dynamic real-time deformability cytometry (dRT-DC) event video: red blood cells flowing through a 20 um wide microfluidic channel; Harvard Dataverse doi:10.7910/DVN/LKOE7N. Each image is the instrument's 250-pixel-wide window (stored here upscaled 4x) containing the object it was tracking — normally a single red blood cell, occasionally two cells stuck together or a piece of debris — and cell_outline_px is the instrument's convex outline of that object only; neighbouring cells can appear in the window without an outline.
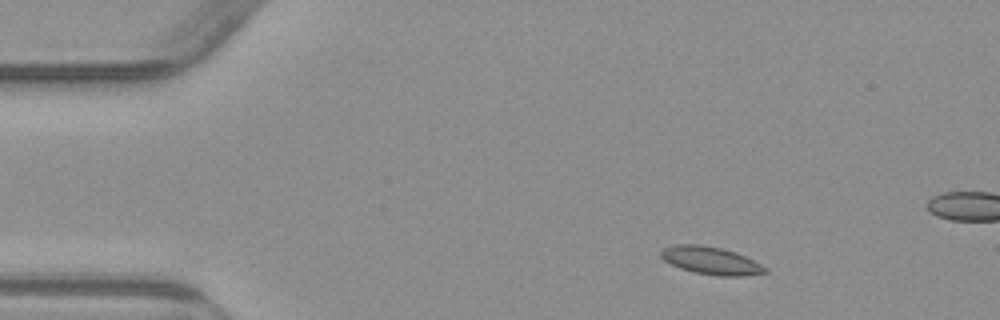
{"species": "common noctule bat (a hibernating species)", "species_latin": "Nyctalus noctula", "temperature_condition": "warm", "stored_images_in_passage": 4, "camera_frame_rate_fps": 3000, "um_per_image_px": 0.085, "animal": {"sex": "male", "body_mass_g": 23.1, "forearm_length_mm": 52.7}, "frame": {"image": 1, "passage_image": 1, "time_ms": 0.0, "image_size_px": [1000, 320], "cell_outline_px": [[768, 272], [748, 276], [716, 276], [692, 272], [680, 268], [664, 260], [660, 256], [660, 252], [664, 248], [676, 244], [700, 244], [724, 248], [736, 252], [768, 268]], "centroid_in_image_um": [60.44, 22.15], "position_along_channel_um": 24.6, "area_um2": 16.99}}